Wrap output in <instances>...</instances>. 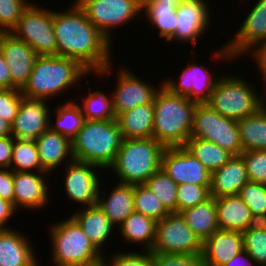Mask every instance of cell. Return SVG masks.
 <instances>
[{
  "label": "cell",
  "mask_w": 266,
  "mask_h": 266,
  "mask_svg": "<svg viewBox=\"0 0 266 266\" xmlns=\"http://www.w3.org/2000/svg\"><path fill=\"white\" fill-rule=\"evenodd\" d=\"M69 7L66 11L53 10L57 55L79 61L93 74L108 76L113 69L112 44L75 1Z\"/></svg>",
  "instance_id": "cell-1"
},
{
  "label": "cell",
  "mask_w": 266,
  "mask_h": 266,
  "mask_svg": "<svg viewBox=\"0 0 266 266\" xmlns=\"http://www.w3.org/2000/svg\"><path fill=\"white\" fill-rule=\"evenodd\" d=\"M91 74L79 61L63 56H37L27 83L21 89L23 97L50 101L68 93L78 81Z\"/></svg>",
  "instance_id": "cell-2"
},
{
  "label": "cell",
  "mask_w": 266,
  "mask_h": 266,
  "mask_svg": "<svg viewBox=\"0 0 266 266\" xmlns=\"http://www.w3.org/2000/svg\"><path fill=\"white\" fill-rule=\"evenodd\" d=\"M153 136L164 147L185 146L190 138L196 102L174 94L163 85L153 99Z\"/></svg>",
  "instance_id": "cell-3"
},
{
  "label": "cell",
  "mask_w": 266,
  "mask_h": 266,
  "mask_svg": "<svg viewBox=\"0 0 266 266\" xmlns=\"http://www.w3.org/2000/svg\"><path fill=\"white\" fill-rule=\"evenodd\" d=\"M123 141L116 119L85 120L72 139L74 160L95 164L107 169L113 164Z\"/></svg>",
  "instance_id": "cell-4"
},
{
  "label": "cell",
  "mask_w": 266,
  "mask_h": 266,
  "mask_svg": "<svg viewBox=\"0 0 266 266\" xmlns=\"http://www.w3.org/2000/svg\"><path fill=\"white\" fill-rule=\"evenodd\" d=\"M164 149L165 147L154 138L123 139L108 170L116 173L119 183L144 184L161 168Z\"/></svg>",
  "instance_id": "cell-5"
},
{
  "label": "cell",
  "mask_w": 266,
  "mask_h": 266,
  "mask_svg": "<svg viewBox=\"0 0 266 266\" xmlns=\"http://www.w3.org/2000/svg\"><path fill=\"white\" fill-rule=\"evenodd\" d=\"M220 75L206 102L218 114L238 121L251 116L266 104V98L258 94L256 88L241 75Z\"/></svg>",
  "instance_id": "cell-6"
},
{
  "label": "cell",
  "mask_w": 266,
  "mask_h": 266,
  "mask_svg": "<svg viewBox=\"0 0 266 266\" xmlns=\"http://www.w3.org/2000/svg\"><path fill=\"white\" fill-rule=\"evenodd\" d=\"M55 223L48 230L54 266H92L102 261V255L72 217Z\"/></svg>",
  "instance_id": "cell-7"
},
{
  "label": "cell",
  "mask_w": 266,
  "mask_h": 266,
  "mask_svg": "<svg viewBox=\"0 0 266 266\" xmlns=\"http://www.w3.org/2000/svg\"><path fill=\"white\" fill-rule=\"evenodd\" d=\"M42 7L30 2L10 33L26 42L37 56H56L53 10Z\"/></svg>",
  "instance_id": "cell-8"
},
{
  "label": "cell",
  "mask_w": 266,
  "mask_h": 266,
  "mask_svg": "<svg viewBox=\"0 0 266 266\" xmlns=\"http://www.w3.org/2000/svg\"><path fill=\"white\" fill-rule=\"evenodd\" d=\"M190 138L214 142L233 156L243 152L237 121L218 114L206 103L195 107Z\"/></svg>",
  "instance_id": "cell-9"
},
{
  "label": "cell",
  "mask_w": 266,
  "mask_h": 266,
  "mask_svg": "<svg viewBox=\"0 0 266 266\" xmlns=\"http://www.w3.org/2000/svg\"><path fill=\"white\" fill-rule=\"evenodd\" d=\"M87 19L112 43V30L143 14L142 0H74Z\"/></svg>",
  "instance_id": "cell-10"
},
{
  "label": "cell",
  "mask_w": 266,
  "mask_h": 266,
  "mask_svg": "<svg viewBox=\"0 0 266 266\" xmlns=\"http://www.w3.org/2000/svg\"><path fill=\"white\" fill-rule=\"evenodd\" d=\"M202 243L181 214L171 212L156 223V236L151 253L197 255L202 253Z\"/></svg>",
  "instance_id": "cell-11"
},
{
  "label": "cell",
  "mask_w": 266,
  "mask_h": 266,
  "mask_svg": "<svg viewBox=\"0 0 266 266\" xmlns=\"http://www.w3.org/2000/svg\"><path fill=\"white\" fill-rule=\"evenodd\" d=\"M251 8L234 38L212 53L213 59L218 61L237 59L243 54L246 55L256 43L266 40V0H257Z\"/></svg>",
  "instance_id": "cell-12"
},
{
  "label": "cell",
  "mask_w": 266,
  "mask_h": 266,
  "mask_svg": "<svg viewBox=\"0 0 266 266\" xmlns=\"http://www.w3.org/2000/svg\"><path fill=\"white\" fill-rule=\"evenodd\" d=\"M64 167V191L69 200L79 203L80 206L83 204L84 207L97 204L102 182L97 170H102L101 167L78 160H72Z\"/></svg>",
  "instance_id": "cell-13"
},
{
  "label": "cell",
  "mask_w": 266,
  "mask_h": 266,
  "mask_svg": "<svg viewBox=\"0 0 266 266\" xmlns=\"http://www.w3.org/2000/svg\"><path fill=\"white\" fill-rule=\"evenodd\" d=\"M161 168L177 185L191 183L210 186L211 173L184 146L165 147Z\"/></svg>",
  "instance_id": "cell-14"
},
{
  "label": "cell",
  "mask_w": 266,
  "mask_h": 266,
  "mask_svg": "<svg viewBox=\"0 0 266 266\" xmlns=\"http://www.w3.org/2000/svg\"><path fill=\"white\" fill-rule=\"evenodd\" d=\"M219 78L220 75L216 77L206 66H198L190 60L186 68H182L179 82L167 78L162 81V85L174 94L187 97L197 104H204L209 100Z\"/></svg>",
  "instance_id": "cell-15"
},
{
  "label": "cell",
  "mask_w": 266,
  "mask_h": 266,
  "mask_svg": "<svg viewBox=\"0 0 266 266\" xmlns=\"http://www.w3.org/2000/svg\"><path fill=\"white\" fill-rule=\"evenodd\" d=\"M117 72L115 90L111 92L113 110L116 117L139 105L153 103L156 86L142 80L133 74L129 69L122 67Z\"/></svg>",
  "instance_id": "cell-16"
},
{
  "label": "cell",
  "mask_w": 266,
  "mask_h": 266,
  "mask_svg": "<svg viewBox=\"0 0 266 266\" xmlns=\"http://www.w3.org/2000/svg\"><path fill=\"white\" fill-rule=\"evenodd\" d=\"M47 102L49 101L22 97L17 115L11 124V133L14 138L35 141L49 129L52 112Z\"/></svg>",
  "instance_id": "cell-17"
},
{
  "label": "cell",
  "mask_w": 266,
  "mask_h": 266,
  "mask_svg": "<svg viewBox=\"0 0 266 266\" xmlns=\"http://www.w3.org/2000/svg\"><path fill=\"white\" fill-rule=\"evenodd\" d=\"M211 13L208 0H186L182 2L176 7L177 28L169 42L178 40L179 42H185V44L192 43L195 46L198 39L208 31L209 22L212 21Z\"/></svg>",
  "instance_id": "cell-18"
},
{
  "label": "cell",
  "mask_w": 266,
  "mask_h": 266,
  "mask_svg": "<svg viewBox=\"0 0 266 266\" xmlns=\"http://www.w3.org/2000/svg\"><path fill=\"white\" fill-rule=\"evenodd\" d=\"M0 52L10 70L12 89H22L32 72L37 54L11 33H0Z\"/></svg>",
  "instance_id": "cell-19"
},
{
  "label": "cell",
  "mask_w": 266,
  "mask_h": 266,
  "mask_svg": "<svg viewBox=\"0 0 266 266\" xmlns=\"http://www.w3.org/2000/svg\"><path fill=\"white\" fill-rule=\"evenodd\" d=\"M48 172H14V208L41 209L49 203ZM47 176V177H46Z\"/></svg>",
  "instance_id": "cell-20"
},
{
  "label": "cell",
  "mask_w": 266,
  "mask_h": 266,
  "mask_svg": "<svg viewBox=\"0 0 266 266\" xmlns=\"http://www.w3.org/2000/svg\"><path fill=\"white\" fill-rule=\"evenodd\" d=\"M244 251L240 231L217 230L202 243L205 266H222Z\"/></svg>",
  "instance_id": "cell-21"
},
{
  "label": "cell",
  "mask_w": 266,
  "mask_h": 266,
  "mask_svg": "<svg viewBox=\"0 0 266 266\" xmlns=\"http://www.w3.org/2000/svg\"><path fill=\"white\" fill-rule=\"evenodd\" d=\"M16 229L0 230V266H40L29 238Z\"/></svg>",
  "instance_id": "cell-22"
},
{
  "label": "cell",
  "mask_w": 266,
  "mask_h": 266,
  "mask_svg": "<svg viewBox=\"0 0 266 266\" xmlns=\"http://www.w3.org/2000/svg\"><path fill=\"white\" fill-rule=\"evenodd\" d=\"M42 168L51 173L55 168L74 160L72 140L50 128L35 140Z\"/></svg>",
  "instance_id": "cell-23"
},
{
  "label": "cell",
  "mask_w": 266,
  "mask_h": 266,
  "mask_svg": "<svg viewBox=\"0 0 266 266\" xmlns=\"http://www.w3.org/2000/svg\"><path fill=\"white\" fill-rule=\"evenodd\" d=\"M247 182L249 178L243 158L232 156L226 164L211 173L210 195L219 198L239 194Z\"/></svg>",
  "instance_id": "cell-24"
},
{
  "label": "cell",
  "mask_w": 266,
  "mask_h": 266,
  "mask_svg": "<svg viewBox=\"0 0 266 266\" xmlns=\"http://www.w3.org/2000/svg\"><path fill=\"white\" fill-rule=\"evenodd\" d=\"M82 208L72 213L71 217L87 235L90 243L102 256H105L102 246L110 239L109 237L114 233L116 227L97 204Z\"/></svg>",
  "instance_id": "cell-25"
},
{
  "label": "cell",
  "mask_w": 266,
  "mask_h": 266,
  "mask_svg": "<svg viewBox=\"0 0 266 266\" xmlns=\"http://www.w3.org/2000/svg\"><path fill=\"white\" fill-rule=\"evenodd\" d=\"M102 190L100 186L97 205L102 209L110 222L114 226L119 227L134 212V185L117 181L109 196L106 190Z\"/></svg>",
  "instance_id": "cell-26"
},
{
  "label": "cell",
  "mask_w": 266,
  "mask_h": 266,
  "mask_svg": "<svg viewBox=\"0 0 266 266\" xmlns=\"http://www.w3.org/2000/svg\"><path fill=\"white\" fill-rule=\"evenodd\" d=\"M219 230L243 232L258 221L238 194L216 198Z\"/></svg>",
  "instance_id": "cell-27"
},
{
  "label": "cell",
  "mask_w": 266,
  "mask_h": 266,
  "mask_svg": "<svg viewBox=\"0 0 266 266\" xmlns=\"http://www.w3.org/2000/svg\"><path fill=\"white\" fill-rule=\"evenodd\" d=\"M153 103L139 105L116 117L123 139L152 138Z\"/></svg>",
  "instance_id": "cell-28"
},
{
  "label": "cell",
  "mask_w": 266,
  "mask_h": 266,
  "mask_svg": "<svg viewBox=\"0 0 266 266\" xmlns=\"http://www.w3.org/2000/svg\"><path fill=\"white\" fill-rule=\"evenodd\" d=\"M185 223L203 242L215 231L217 224L216 198L210 197L206 201L179 212Z\"/></svg>",
  "instance_id": "cell-29"
},
{
  "label": "cell",
  "mask_w": 266,
  "mask_h": 266,
  "mask_svg": "<svg viewBox=\"0 0 266 266\" xmlns=\"http://www.w3.org/2000/svg\"><path fill=\"white\" fill-rule=\"evenodd\" d=\"M156 221L143 214L133 212L117 228L127 243L141 244L142 251H151L156 236Z\"/></svg>",
  "instance_id": "cell-30"
},
{
  "label": "cell",
  "mask_w": 266,
  "mask_h": 266,
  "mask_svg": "<svg viewBox=\"0 0 266 266\" xmlns=\"http://www.w3.org/2000/svg\"><path fill=\"white\" fill-rule=\"evenodd\" d=\"M243 152L266 150V104L251 116L237 121Z\"/></svg>",
  "instance_id": "cell-31"
},
{
  "label": "cell",
  "mask_w": 266,
  "mask_h": 266,
  "mask_svg": "<svg viewBox=\"0 0 266 266\" xmlns=\"http://www.w3.org/2000/svg\"><path fill=\"white\" fill-rule=\"evenodd\" d=\"M142 12H144L147 23L158 30L161 38L169 41L176 33L177 16L176 7L161 3H142ZM156 26V27H155Z\"/></svg>",
  "instance_id": "cell-32"
},
{
  "label": "cell",
  "mask_w": 266,
  "mask_h": 266,
  "mask_svg": "<svg viewBox=\"0 0 266 266\" xmlns=\"http://www.w3.org/2000/svg\"><path fill=\"white\" fill-rule=\"evenodd\" d=\"M184 147L189 150L210 173H213L226 164L233 156L214 142L199 138H189Z\"/></svg>",
  "instance_id": "cell-33"
},
{
  "label": "cell",
  "mask_w": 266,
  "mask_h": 266,
  "mask_svg": "<svg viewBox=\"0 0 266 266\" xmlns=\"http://www.w3.org/2000/svg\"><path fill=\"white\" fill-rule=\"evenodd\" d=\"M56 106L54 110L56 113L53 114V116L57 114V119L55 122L50 120L49 128L72 140L83 127L85 117L81 113L80 107L76 101L72 99H70V101L67 100V103L65 101L64 103L62 102L61 105L59 104Z\"/></svg>",
  "instance_id": "cell-34"
},
{
  "label": "cell",
  "mask_w": 266,
  "mask_h": 266,
  "mask_svg": "<svg viewBox=\"0 0 266 266\" xmlns=\"http://www.w3.org/2000/svg\"><path fill=\"white\" fill-rule=\"evenodd\" d=\"M10 169L14 172H46L40 163L35 141L14 138Z\"/></svg>",
  "instance_id": "cell-35"
},
{
  "label": "cell",
  "mask_w": 266,
  "mask_h": 266,
  "mask_svg": "<svg viewBox=\"0 0 266 266\" xmlns=\"http://www.w3.org/2000/svg\"><path fill=\"white\" fill-rule=\"evenodd\" d=\"M111 93L106 95L101 90L89 92L85 98L82 97V105L77 103L80 107L81 113L85 120L90 121H104L116 119L113 110Z\"/></svg>",
  "instance_id": "cell-36"
},
{
  "label": "cell",
  "mask_w": 266,
  "mask_h": 266,
  "mask_svg": "<svg viewBox=\"0 0 266 266\" xmlns=\"http://www.w3.org/2000/svg\"><path fill=\"white\" fill-rule=\"evenodd\" d=\"M171 213H177L178 185L160 168L144 183Z\"/></svg>",
  "instance_id": "cell-37"
},
{
  "label": "cell",
  "mask_w": 266,
  "mask_h": 266,
  "mask_svg": "<svg viewBox=\"0 0 266 266\" xmlns=\"http://www.w3.org/2000/svg\"><path fill=\"white\" fill-rule=\"evenodd\" d=\"M133 201L134 212L152 218L156 222L170 213L145 184L134 185Z\"/></svg>",
  "instance_id": "cell-38"
},
{
  "label": "cell",
  "mask_w": 266,
  "mask_h": 266,
  "mask_svg": "<svg viewBox=\"0 0 266 266\" xmlns=\"http://www.w3.org/2000/svg\"><path fill=\"white\" fill-rule=\"evenodd\" d=\"M241 233L244 250L255 266H266V222H257Z\"/></svg>",
  "instance_id": "cell-39"
},
{
  "label": "cell",
  "mask_w": 266,
  "mask_h": 266,
  "mask_svg": "<svg viewBox=\"0 0 266 266\" xmlns=\"http://www.w3.org/2000/svg\"><path fill=\"white\" fill-rule=\"evenodd\" d=\"M238 195L258 222H266V184L249 181Z\"/></svg>",
  "instance_id": "cell-40"
},
{
  "label": "cell",
  "mask_w": 266,
  "mask_h": 266,
  "mask_svg": "<svg viewBox=\"0 0 266 266\" xmlns=\"http://www.w3.org/2000/svg\"><path fill=\"white\" fill-rule=\"evenodd\" d=\"M210 197V186H200L191 183L178 185L177 213L184 209L198 205Z\"/></svg>",
  "instance_id": "cell-41"
},
{
  "label": "cell",
  "mask_w": 266,
  "mask_h": 266,
  "mask_svg": "<svg viewBox=\"0 0 266 266\" xmlns=\"http://www.w3.org/2000/svg\"><path fill=\"white\" fill-rule=\"evenodd\" d=\"M28 0H0V33H10L23 11L30 4Z\"/></svg>",
  "instance_id": "cell-42"
},
{
  "label": "cell",
  "mask_w": 266,
  "mask_h": 266,
  "mask_svg": "<svg viewBox=\"0 0 266 266\" xmlns=\"http://www.w3.org/2000/svg\"><path fill=\"white\" fill-rule=\"evenodd\" d=\"M247 175L250 182L266 184V150H249L242 152Z\"/></svg>",
  "instance_id": "cell-43"
},
{
  "label": "cell",
  "mask_w": 266,
  "mask_h": 266,
  "mask_svg": "<svg viewBox=\"0 0 266 266\" xmlns=\"http://www.w3.org/2000/svg\"><path fill=\"white\" fill-rule=\"evenodd\" d=\"M102 256L105 266H154V258L151 251L138 252H118L111 254L110 259Z\"/></svg>",
  "instance_id": "cell-44"
},
{
  "label": "cell",
  "mask_w": 266,
  "mask_h": 266,
  "mask_svg": "<svg viewBox=\"0 0 266 266\" xmlns=\"http://www.w3.org/2000/svg\"><path fill=\"white\" fill-rule=\"evenodd\" d=\"M154 266H205L202 253L197 255L177 253H152Z\"/></svg>",
  "instance_id": "cell-45"
},
{
  "label": "cell",
  "mask_w": 266,
  "mask_h": 266,
  "mask_svg": "<svg viewBox=\"0 0 266 266\" xmlns=\"http://www.w3.org/2000/svg\"><path fill=\"white\" fill-rule=\"evenodd\" d=\"M22 97L20 89H0V117L12 124Z\"/></svg>",
  "instance_id": "cell-46"
},
{
  "label": "cell",
  "mask_w": 266,
  "mask_h": 266,
  "mask_svg": "<svg viewBox=\"0 0 266 266\" xmlns=\"http://www.w3.org/2000/svg\"><path fill=\"white\" fill-rule=\"evenodd\" d=\"M13 170L0 167V197L14 206Z\"/></svg>",
  "instance_id": "cell-47"
},
{
  "label": "cell",
  "mask_w": 266,
  "mask_h": 266,
  "mask_svg": "<svg viewBox=\"0 0 266 266\" xmlns=\"http://www.w3.org/2000/svg\"><path fill=\"white\" fill-rule=\"evenodd\" d=\"M246 53H249L250 57L252 56L254 64L261 72V76L264 79V85L266 87V40H262L256 43L252 48H250Z\"/></svg>",
  "instance_id": "cell-48"
},
{
  "label": "cell",
  "mask_w": 266,
  "mask_h": 266,
  "mask_svg": "<svg viewBox=\"0 0 266 266\" xmlns=\"http://www.w3.org/2000/svg\"><path fill=\"white\" fill-rule=\"evenodd\" d=\"M14 144V137H2L0 138V167L10 168L12 160V148Z\"/></svg>",
  "instance_id": "cell-49"
},
{
  "label": "cell",
  "mask_w": 266,
  "mask_h": 266,
  "mask_svg": "<svg viewBox=\"0 0 266 266\" xmlns=\"http://www.w3.org/2000/svg\"><path fill=\"white\" fill-rule=\"evenodd\" d=\"M15 213L17 212L13 204L0 197V230L11 229V227L8 228L6 225L8 224V221L12 219V216H14Z\"/></svg>",
  "instance_id": "cell-50"
},
{
  "label": "cell",
  "mask_w": 266,
  "mask_h": 266,
  "mask_svg": "<svg viewBox=\"0 0 266 266\" xmlns=\"http://www.w3.org/2000/svg\"><path fill=\"white\" fill-rule=\"evenodd\" d=\"M7 62L0 52V89H12V80Z\"/></svg>",
  "instance_id": "cell-51"
},
{
  "label": "cell",
  "mask_w": 266,
  "mask_h": 266,
  "mask_svg": "<svg viewBox=\"0 0 266 266\" xmlns=\"http://www.w3.org/2000/svg\"><path fill=\"white\" fill-rule=\"evenodd\" d=\"M254 261L249 257L248 253L244 250L235 255L228 263L222 266H254Z\"/></svg>",
  "instance_id": "cell-52"
},
{
  "label": "cell",
  "mask_w": 266,
  "mask_h": 266,
  "mask_svg": "<svg viewBox=\"0 0 266 266\" xmlns=\"http://www.w3.org/2000/svg\"><path fill=\"white\" fill-rule=\"evenodd\" d=\"M8 136H12L11 124L2 117H0V138Z\"/></svg>",
  "instance_id": "cell-53"
},
{
  "label": "cell",
  "mask_w": 266,
  "mask_h": 266,
  "mask_svg": "<svg viewBox=\"0 0 266 266\" xmlns=\"http://www.w3.org/2000/svg\"><path fill=\"white\" fill-rule=\"evenodd\" d=\"M186 0H142V3H161L165 5H173L177 7L182 2H185Z\"/></svg>",
  "instance_id": "cell-54"
},
{
  "label": "cell",
  "mask_w": 266,
  "mask_h": 266,
  "mask_svg": "<svg viewBox=\"0 0 266 266\" xmlns=\"http://www.w3.org/2000/svg\"><path fill=\"white\" fill-rule=\"evenodd\" d=\"M92 266H105V265H104L103 261H101L100 263L92 265Z\"/></svg>",
  "instance_id": "cell-55"
}]
</instances>
